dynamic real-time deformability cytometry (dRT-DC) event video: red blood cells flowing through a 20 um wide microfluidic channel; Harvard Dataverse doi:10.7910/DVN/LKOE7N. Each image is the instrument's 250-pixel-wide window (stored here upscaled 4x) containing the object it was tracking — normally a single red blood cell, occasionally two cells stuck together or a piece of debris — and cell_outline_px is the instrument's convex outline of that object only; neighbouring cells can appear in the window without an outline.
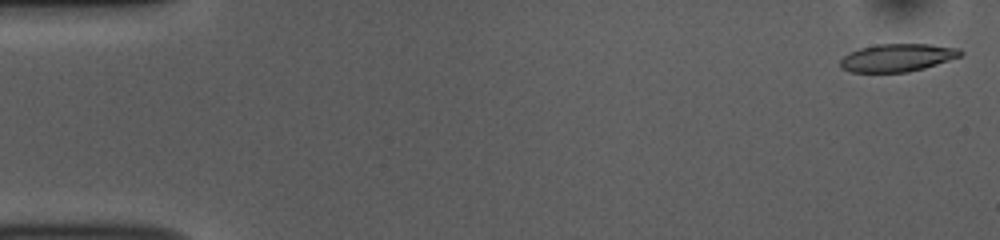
{"species": "common noctule bat (a hibernating species)", "species_latin": "Nyctalus noctula", "temperature_condition": "room temperature", "stored_images_in_passage": 52, "camera_frame_rate_fps": 3000, "um_per_image_px": 0.085, "animal": {"sex": "female", "body_mass_g": 10.0, "forearm_length_mm": 53.1}, "frame": {"image": 1, "passage_image": 1, "time_ms": 0.0, "image_size_px": [1000, 240], "cell_outline_px": [[964, 52], [960, 56], [924, 68], [908, 72], [852, 72], [840, 68], [840, 60], [848, 52], [860, 48], [876, 44], [932, 44], [960, 48]], "centroid_in_image_um": [76.26, 4.89], "position_along_channel_um": 8.7, "area_um2": 19.54}}
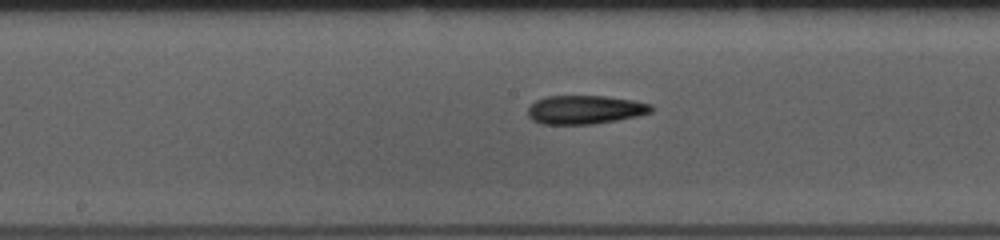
{"frame": {"image": 2, "passage_image": 26, "time_ms": 8.333, "image_size_px": [1000, 240], "cell_outline_px": [[652, 112], [636, 116], [616, 120], [592, 124], [540, 124], [532, 120], [528, 116], [528, 108], [536, 100], [544, 96], [604, 96], [632, 100], [652, 104]], "centroid_in_image_um": [49.69, 9.32], "position_along_channel_um": 198.5, "area_um2": 20.58}}
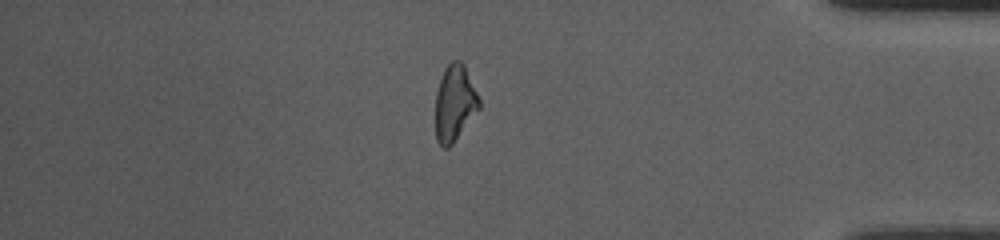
{"frame": {"image": 3, "passage_image": 44, "time_ms": 14.333, "image_size_px": [1000, 240], "cell_outline_px": [[480, 108], [452, 144], [448, 148], [444, 148], [436, 140], [436, 92], [444, 68], [452, 60], [460, 60], [464, 64], [480, 100]], "centroid_in_image_um": [38.64, 8.75], "position_along_channel_um": 396.6, "area_um2": 19.25}, "authors_computed_cell_mechanics": {"area_um2": 20.3167, "velocity_mm_per_s": 3.8368, "shape_relaxation_time_tau1_ms": 5.0618, "shape_relaxation_time_tau2_ms": 3.2544, "deformation_change_tau1": 0.1749, "deformation_change_tau2": 0.1231}}